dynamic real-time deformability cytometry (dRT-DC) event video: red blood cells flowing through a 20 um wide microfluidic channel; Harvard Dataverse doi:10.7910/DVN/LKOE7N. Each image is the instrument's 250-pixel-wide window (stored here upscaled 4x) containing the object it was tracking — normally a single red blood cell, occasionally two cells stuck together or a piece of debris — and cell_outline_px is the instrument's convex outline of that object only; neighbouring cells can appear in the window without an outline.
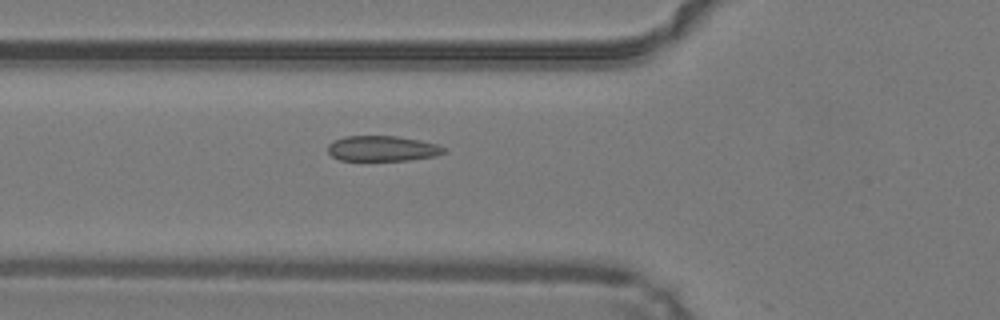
{"species": "common noctule bat (a hibernating species)", "species_latin": "Nyctalus noctula", "temperature_condition": "warm", "stored_images_in_passage": 19, "camera_frame_rate_fps": 3000, "um_per_image_px": 0.085, "animal": {"sex": "male", "body_mass_g": 19.2, "forearm_length_mm": 51.8}, "frame": {"image": 1, "passage_image": 18, "time_ms": 5.667, "image_size_px": [1000, 320], "cell_outline_px": [[448, 152], [436, 156], [408, 160], [340, 160], [332, 156], [328, 152], [328, 144], [332, 140], [344, 136], [396, 136], [420, 140], [436, 144], [448, 148]], "centroid_in_image_um": [32.53, 12.62], "position_along_channel_um": 93.3, "area_um2": 17.34}}